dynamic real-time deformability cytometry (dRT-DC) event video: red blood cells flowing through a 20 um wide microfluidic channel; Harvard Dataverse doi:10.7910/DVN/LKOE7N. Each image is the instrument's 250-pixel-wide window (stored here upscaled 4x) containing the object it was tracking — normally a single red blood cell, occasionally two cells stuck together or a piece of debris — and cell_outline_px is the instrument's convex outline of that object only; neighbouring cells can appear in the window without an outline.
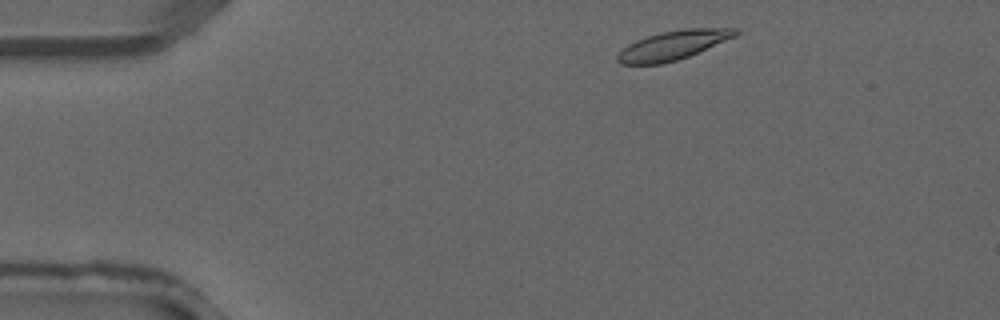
{"species": "common noctule bat (a hibernating species)", "species_latin": "Nyctalus noctula", "temperature_condition": "warm", "stored_images_in_passage": 2, "camera_frame_rate_fps": 3000, "um_per_image_px": 0.085, "animal": {"sex": "male", "forearm_length_mm": 52.5}, "frame": {"image": 1, "passage_image": 1, "time_ms": 0.0, "image_size_px": [1000, 320], "cell_outline_px": [[740, 32], [736, 36], [688, 56], [676, 60], [660, 64], [620, 64], [616, 60], [616, 56], [628, 44], [636, 40], [660, 32], [684, 28], [740, 28]], "centroid_in_image_um": [57.22, 3.83], "position_along_channel_um": 27.8, "area_um2": 19.88}}